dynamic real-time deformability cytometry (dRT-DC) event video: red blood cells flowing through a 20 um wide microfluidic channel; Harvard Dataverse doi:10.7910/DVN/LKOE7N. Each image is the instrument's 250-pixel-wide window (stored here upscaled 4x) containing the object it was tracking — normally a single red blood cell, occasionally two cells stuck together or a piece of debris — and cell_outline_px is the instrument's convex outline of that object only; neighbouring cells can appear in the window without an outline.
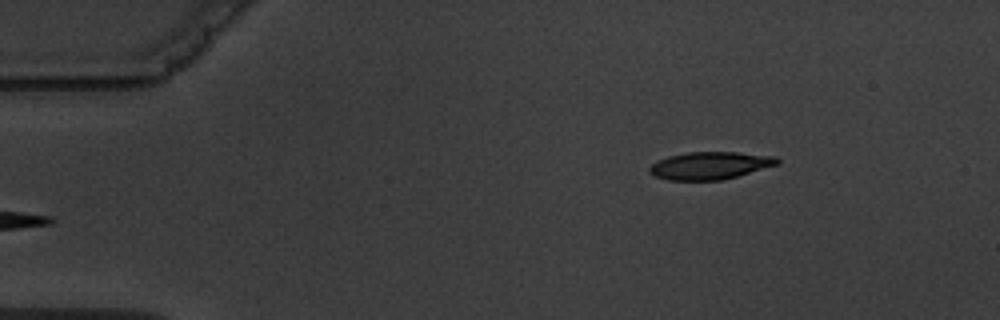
{"species": "common noctule bat (a hibernating species)", "species_latin": "Nyctalus noctula", "temperature_condition": "warm", "stored_images_in_passage": 3, "camera_frame_rate_fps": 3000, "um_per_image_px": 0.085, "animal": {"sex": "male", "body_mass_g": 19.5, "forearm_length_mm": 54.6}, "frame": {"image": 1, "passage_image": 3, "time_ms": 2.333, "image_size_px": [1000, 320], "cell_outline_px": [[780, 164], [724, 180], [668, 180], [656, 176], [648, 172], [648, 168], [656, 160], [668, 156], [688, 152], [736, 152], [776, 156], [780, 160]], "centroid_in_image_um": [60.36, 14.07], "position_along_channel_um": 24.6, "area_um2": 20.69}}